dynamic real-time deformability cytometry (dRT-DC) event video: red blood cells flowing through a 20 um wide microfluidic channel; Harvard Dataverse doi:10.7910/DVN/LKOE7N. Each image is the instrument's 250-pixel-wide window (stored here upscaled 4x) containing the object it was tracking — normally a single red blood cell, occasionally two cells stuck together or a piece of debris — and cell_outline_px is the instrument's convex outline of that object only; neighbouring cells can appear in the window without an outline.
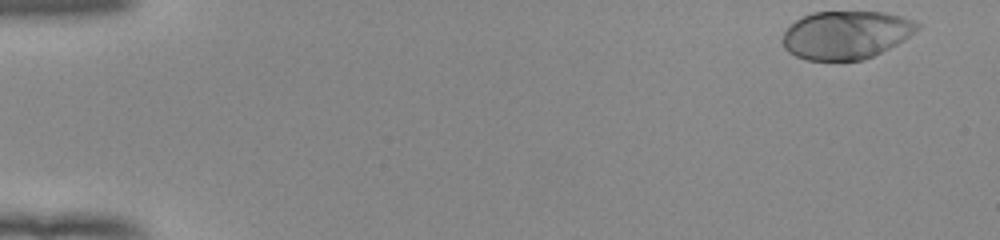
{"species": "human", "species_latin": "Homo sapiens", "temperature_condition": "room temperature", "stored_images_in_passage": 51, "camera_frame_rate_fps": 3000, "um_per_image_px": 0.085, "donor": {"sex": "female"}, "frame": {"image": 1, "passage_image": 1, "time_ms": 0.0, "image_size_px": [1000, 240], "cell_outline_px": [[920, 28], [916, 32], [904, 40], [864, 60], [804, 60], [788, 52], [784, 48], [784, 32], [796, 20], [812, 12], [884, 12], [900, 16], [912, 20], [920, 24]], "centroid_in_image_um": [71.92, 2.97], "position_along_channel_um": 13.1, "area_um2": 37.57}}
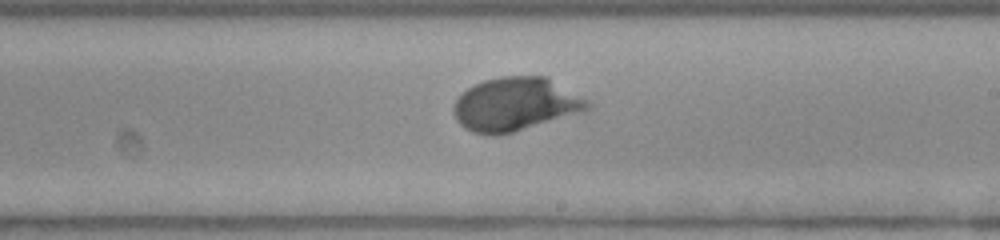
{"frame": {"image": 2, "passage_image": 30, "time_ms": 9.667, "image_size_px": [1000, 240], "cell_outline_px": [[592, 108], [584, 112], [512, 132], [496, 136], [488, 136], [472, 132], [464, 128], [456, 120], [452, 108], [456, 100], [468, 88], [484, 80], [500, 76], [544, 76], [592, 100]], "centroid_in_image_um": [43.85, 8.87], "position_along_channel_um": 245.1, "area_um2": 42.08}}
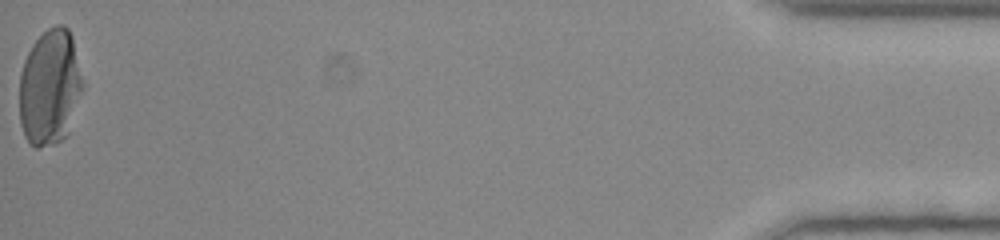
{"frame": {"image": 3, "passage_image": 51, "time_ms": 16.667, "image_size_px": [1000, 240], "cell_outline_px": [[84, 88], [68, 136], [52, 144], [36, 148], [28, 144], [24, 136], [20, 124], [20, 72], [24, 60], [32, 44], [48, 28], [56, 24], [64, 24], [68, 28], [72, 36], [84, 84]], "centroid_in_image_um": [4.25, 7.44], "position_along_channel_um": 430.9, "area_um2": 43.41}, "authors_computed_cell_mechanics": {"area_um2": 39.4196, "velocity_mm_per_s": 3.9241, "shape_relaxation_time_tau1_ms": 3.1639, "shape_relaxation_time_tau2_ms": null, "deformation_change_tau1": 0.1928, "deformation_change_tau2": null}}